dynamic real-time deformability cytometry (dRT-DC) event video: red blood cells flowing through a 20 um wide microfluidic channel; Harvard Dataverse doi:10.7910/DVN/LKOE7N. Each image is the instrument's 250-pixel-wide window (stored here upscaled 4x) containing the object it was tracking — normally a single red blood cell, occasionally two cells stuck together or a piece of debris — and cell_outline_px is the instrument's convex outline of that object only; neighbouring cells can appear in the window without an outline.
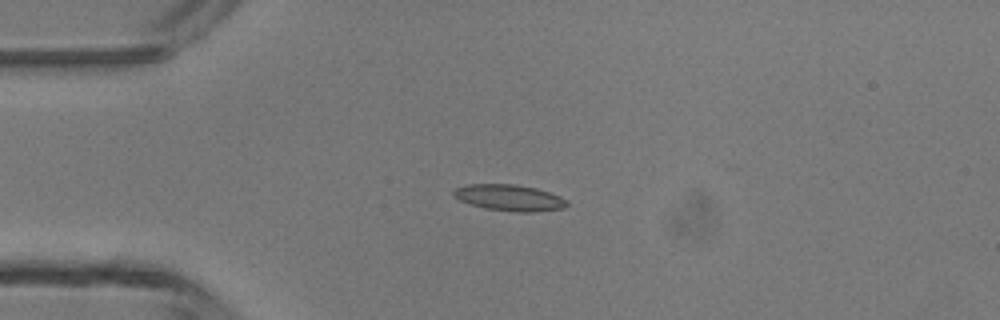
{"species": "common noctule bat (a hibernating species)", "species_latin": "Nyctalus noctula", "temperature_condition": "room temperature", "stored_images_in_passage": 5, "camera_frame_rate_fps": 3000, "um_per_image_px": 0.085, "animal": {"sex": "male", "body_mass_g": 13.3}, "frame": {"image": 1, "passage_image": 3, "time_ms": 3.333, "image_size_px": [1000, 320], "cell_outline_px": [[568, 204], [564, 208], [532, 212], [516, 212], [484, 208], [460, 200], [452, 192], [456, 188], [468, 184], [512, 184], [536, 188], [560, 196], [568, 200]], "centroid_in_image_um": [43.33, 16.81], "position_along_channel_um": 41.7, "area_um2": 17.17}}
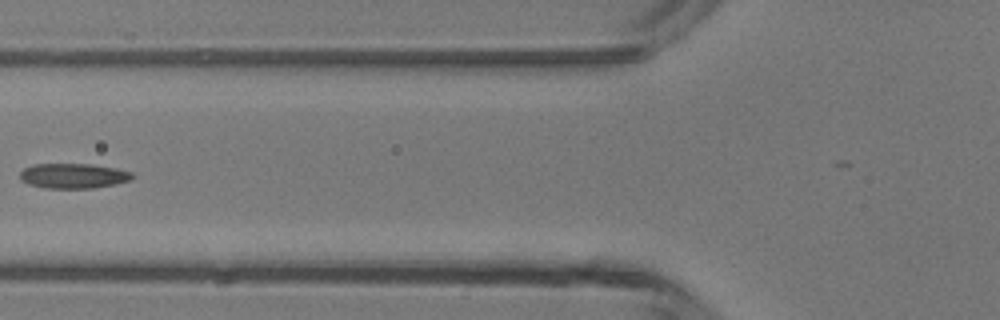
{"frame": {"image": 2, "passage_image": 5, "time_ms": 5.667, "image_size_px": [1000, 320], "cell_outline_px": [[136, 176], [132, 180], [116, 184], [92, 188], [48, 188], [28, 184], [20, 180], [20, 172], [24, 168], [32, 164], [92, 164], [116, 168], [132, 172]], "centroid_in_image_um": [6.26, 14.94], "position_along_channel_um": 119.5, "area_um2": 16.53}}